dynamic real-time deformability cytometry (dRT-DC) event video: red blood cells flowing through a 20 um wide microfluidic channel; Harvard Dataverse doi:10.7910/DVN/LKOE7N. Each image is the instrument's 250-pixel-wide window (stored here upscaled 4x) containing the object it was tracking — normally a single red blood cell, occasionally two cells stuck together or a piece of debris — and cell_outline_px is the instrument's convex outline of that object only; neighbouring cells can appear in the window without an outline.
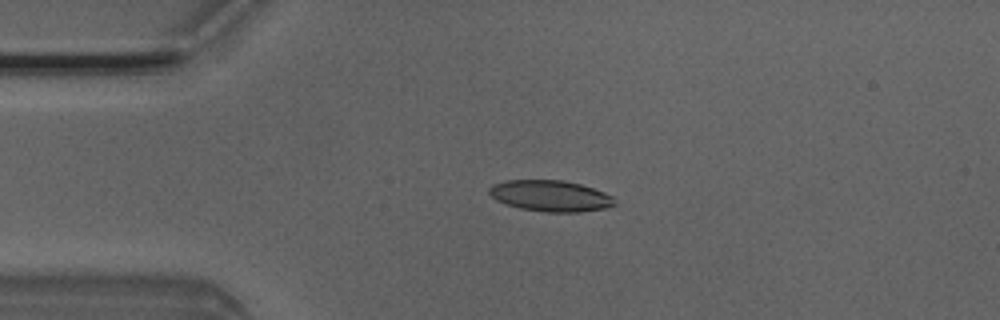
{"species": "Egyptian fruit bat (a non-hibernating species)", "species_latin": "Rousettus aegyptiacus", "temperature_condition": "room temperature", "stored_images_in_passage": 6, "camera_frame_rate_fps": 3000, "um_per_image_px": 0.085, "animal": {"sex": "male"}, "frame": {"image": 1, "passage_image": 3, "time_ms": 0.667, "image_size_px": [1000, 320], "cell_outline_px": [[616, 204], [604, 208], [580, 212], [544, 212], [520, 208], [504, 204], [496, 200], [488, 192], [488, 188], [492, 184], [504, 180], [564, 180], [580, 184], [604, 192], [612, 196]], "centroid_in_image_um": [46.74, 16.64], "position_along_channel_um": 38.3, "area_um2": 22.83}}